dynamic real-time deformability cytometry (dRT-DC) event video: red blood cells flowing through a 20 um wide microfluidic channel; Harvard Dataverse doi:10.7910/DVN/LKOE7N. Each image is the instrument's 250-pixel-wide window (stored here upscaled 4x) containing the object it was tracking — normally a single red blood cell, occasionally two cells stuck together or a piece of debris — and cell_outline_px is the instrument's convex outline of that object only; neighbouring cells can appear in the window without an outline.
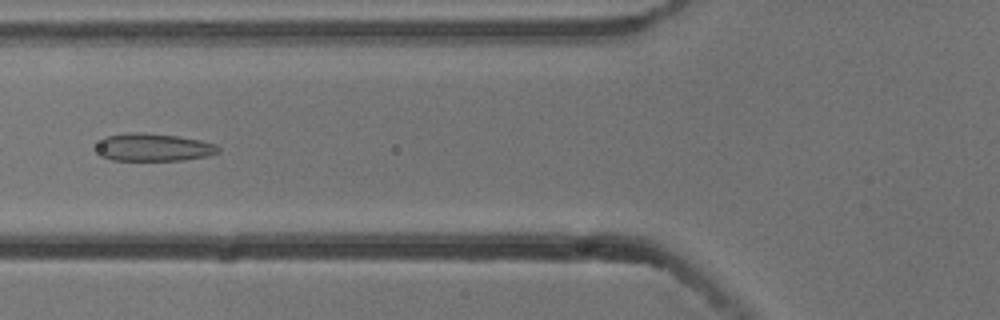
{"species": "common noctule bat (a hibernating species)", "species_latin": "Nyctalus noctula", "temperature_condition": "cold", "stored_images_in_passage": 7, "camera_frame_rate_fps": 3000, "um_per_image_px": 0.085, "animal": {"sex": "male", "body_mass_g": 13.3}, "frame": {"image": 1, "passage_image": 6, "time_ms": 1.667, "image_size_px": [1000, 320], "cell_outline_px": [[220, 152], [208, 156], [184, 160], [112, 160], [100, 156], [96, 148], [104, 136], [132, 132], [144, 132], [176, 136], [200, 140], [216, 144], [220, 148]], "centroid_in_image_um": [13.05, 12.52], "position_along_channel_um": 112.7, "area_um2": 19.77}}
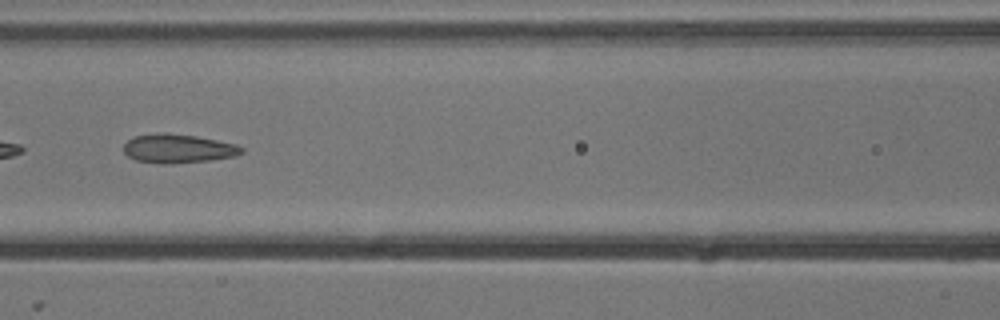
{"frame": {"image": 2, "passage_image": 7, "time_ms": 2.0, "image_size_px": [1000, 320], "cell_outline_px": [[244, 152], [236, 156], [208, 160], [164, 164], [136, 160], [128, 156], [124, 152], [124, 144], [132, 136], [156, 132], [164, 132], [196, 136], [236, 144], [244, 148]], "centroid_in_image_um": [15.12, 12.61], "position_along_channel_um": 151.5, "area_um2": 19.88}}